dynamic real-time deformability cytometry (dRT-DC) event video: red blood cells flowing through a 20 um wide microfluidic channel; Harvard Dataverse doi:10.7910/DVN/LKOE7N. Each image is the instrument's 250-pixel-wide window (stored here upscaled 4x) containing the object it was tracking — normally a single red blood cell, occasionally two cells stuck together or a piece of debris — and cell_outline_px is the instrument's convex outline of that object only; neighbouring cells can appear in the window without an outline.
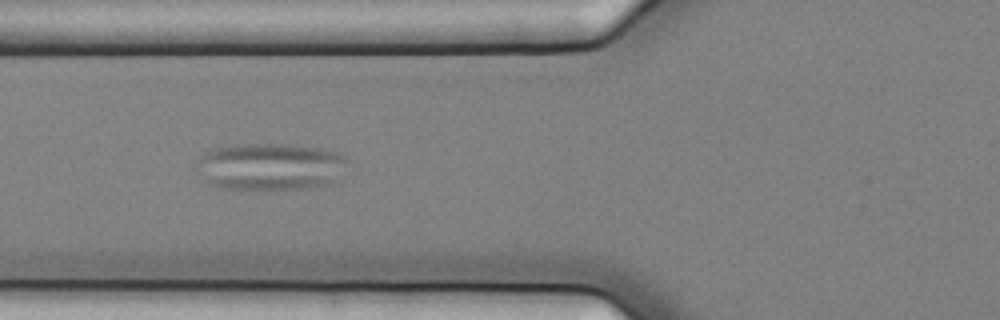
{"species": "common noctule bat (a hibernating species)", "species_latin": "Nyctalus noctula", "temperature_condition": "cold", "stored_images_in_passage": 41, "camera_frame_rate_fps": 3000, "um_per_image_px": 0.085, "animal": {"sex": "female", "body_mass_g": 25.1}, "frame": {"image": 1, "passage_image": 6, "time_ms": 1.667, "image_size_px": [1000, 320], "cell_outline_px": [[348, 160], [336, 180], [332, 184], [308, 188], [220, 188], [208, 184], [200, 160], [200, 156], [208, 148], [240, 144], [288, 144], [324, 148], [348, 156]], "centroid_in_image_um": [23.06, 14.13], "position_along_channel_um": 102.7, "area_um2": 41.04}}
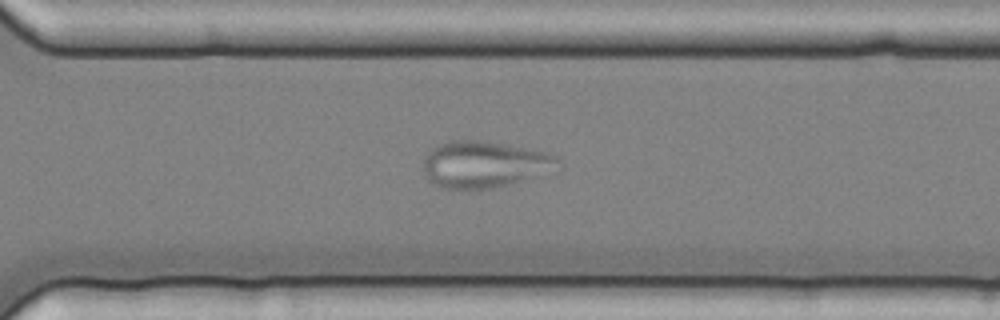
{"frame": {"image": 2, "passage_image": 25, "time_ms": 8.0, "image_size_px": [1000, 320], "cell_outline_px": [[564, 168], [560, 172], [492, 188], [440, 188], [432, 184], [424, 176], [424, 156], [432, 148], [440, 144], [452, 140], [480, 140], [548, 152], [556, 156], [564, 164]], "centroid_in_image_um": [41.29, 13.98], "position_along_channel_um": 329.3, "area_um2": 37.4}}
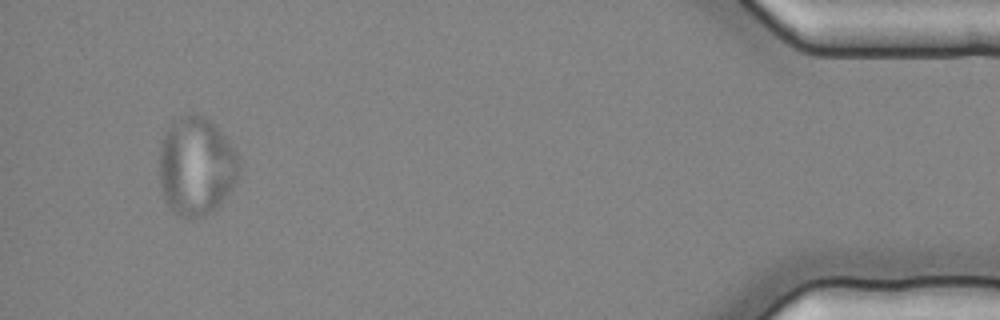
{"frame": {"image": 3, "passage_image": 38, "time_ms": 12.333, "image_size_px": [1000, 320], "cell_outline_px": [[240, 168], [236, 180], [232, 188], [220, 204], [216, 208], [196, 220], [192, 220], [180, 216], [172, 212], [164, 200], [160, 188], [156, 168], [160, 144], [164, 132], [172, 120], [180, 116], [196, 112], [204, 116], [228, 140], [236, 156]], "centroid_in_image_um": [16.59, 14.15], "position_along_channel_um": 418.6, "area_um2": 46.7}}